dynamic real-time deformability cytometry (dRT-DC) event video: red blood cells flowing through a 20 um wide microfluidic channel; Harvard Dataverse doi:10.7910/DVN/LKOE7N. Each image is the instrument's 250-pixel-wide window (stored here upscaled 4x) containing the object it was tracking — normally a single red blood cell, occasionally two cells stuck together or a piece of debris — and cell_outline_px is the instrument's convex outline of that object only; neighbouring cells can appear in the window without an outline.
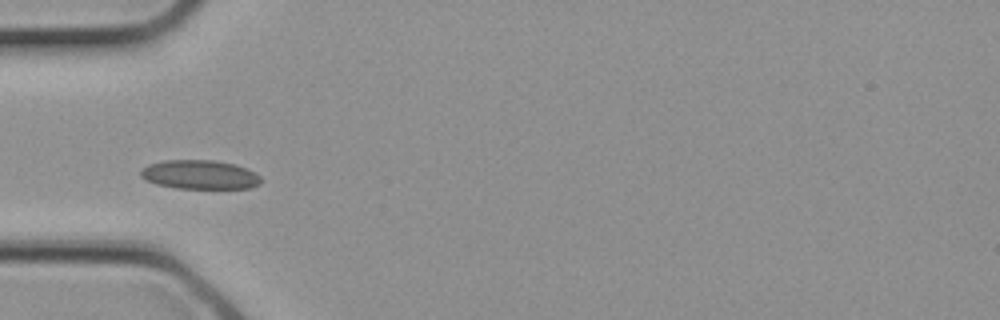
{"species": "common noctule bat (a hibernating species)", "species_latin": "Nyctalus noctula", "temperature_condition": "cold", "stored_images_in_passage": 2, "camera_frame_rate_fps": 3000, "um_per_image_px": 0.085, "animal": {"sex": "female", "body_mass_g": 21.9}, "frame": {"image": 1, "passage_image": 2, "time_ms": 0.333, "image_size_px": [1000, 320], "cell_outline_px": [[260, 184], [252, 188], [176, 188], [156, 184], [144, 180], [140, 176], [140, 172], [148, 164], [164, 160], [212, 160], [236, 164], [260, 176]], "centroid_in_image_um": [16.95, 14.84], "position_along_channel_um": 68.1, "area_um2": 20.29}}